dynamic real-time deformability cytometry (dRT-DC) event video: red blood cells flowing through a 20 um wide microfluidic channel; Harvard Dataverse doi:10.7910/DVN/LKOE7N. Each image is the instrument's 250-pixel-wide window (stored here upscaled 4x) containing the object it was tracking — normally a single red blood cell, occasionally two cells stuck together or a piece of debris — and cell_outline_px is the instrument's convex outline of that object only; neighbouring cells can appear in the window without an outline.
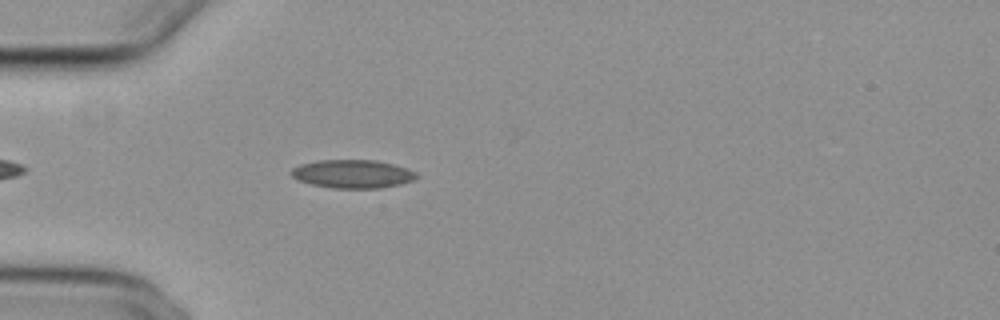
{"species": "common noctule bat (a hibernating species)", "species_latin": "Nyctalus noctula", "temperature_condition": "cold", "stored_images_in_passage": 41, "camera_frame_rate_fps": 3000, "um_per_image_px": 0.085, "animal": {"sex": "female", "body_mass_g": 29.2, "forearm_length_mm": 56.3}, "frame": {"image": 1, "passage_image": 6, "time_ms": 1.667, "image_size_px": [1000, 320], "cell_outline_px": [[420, 176], [412, 180], [400, 184], [380, 188], [332, 188], [312, 184], [300, 180], [292, 176], [288, 172], [292, 168], [300, 164], [316, 160], [376, 160], [392, 164], [416, 172]], "centroid_in_image_um": [29.95, 14.78], "position_along_channel_um": 55.1, "area_um2": 20.63}}
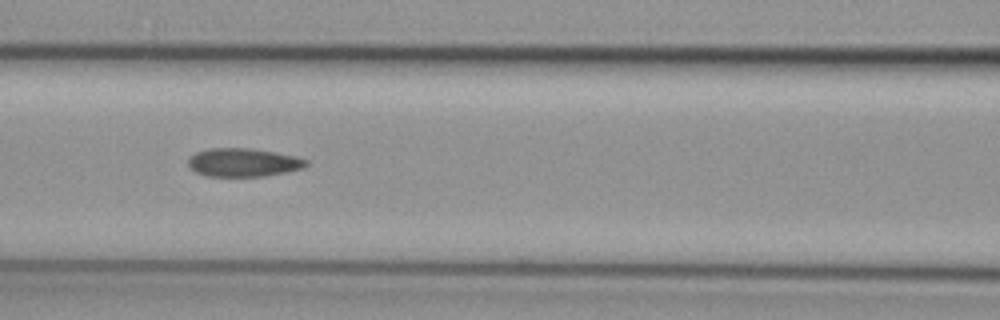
{"frame": {"image": 2, "passage_image": 14, "time_ms": 4.333, "image_size_px": [1000, 320], "cell_outline_px": [[308, 164], [304, 168], [264, 176], [204, 176], [196, 172], [188, 164], [188, 160], [196, 152], [208, 148], [252, 148], [296, 156], [308, 160]], "centroid_in_image_um": [20.69, 13.8], "position_along_channel_um": 145.9, "area_um2": 19.48}}
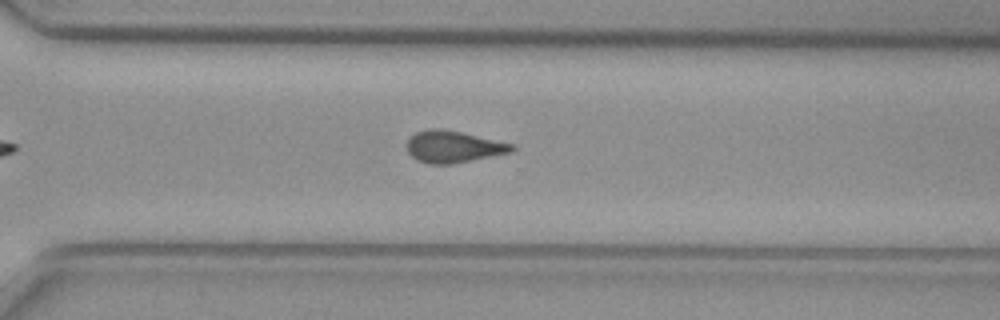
{"frame": {"image": 3, "passage_image": 29, "time_ms": 9.333, "image_size_px": [1000, 320], "cell_outline_px": [[516, 148], [512, 152], [452, 164], [428, 164], [416, 160], [408, 152], [408, 140], [416, 132], [428, 128], [440, 128], [460, 132], [516, 144]], "centroid_in_image_um": [38.56, 12.47], "position_along_channel_um": 332.0, "area_um2": 19.48}, "authors_computed_cell_mechanics": {"area_um2": 19.5364, "velocity_mm_per_s": 3.7331, "shape_relaxation_time_tau1_ms": 9.3098, "shape_relaxation_time_tau2_ms": 4.2462, "deformation_change_tau1": 0.1868, "deformation_change_tau2": 0.1239}}